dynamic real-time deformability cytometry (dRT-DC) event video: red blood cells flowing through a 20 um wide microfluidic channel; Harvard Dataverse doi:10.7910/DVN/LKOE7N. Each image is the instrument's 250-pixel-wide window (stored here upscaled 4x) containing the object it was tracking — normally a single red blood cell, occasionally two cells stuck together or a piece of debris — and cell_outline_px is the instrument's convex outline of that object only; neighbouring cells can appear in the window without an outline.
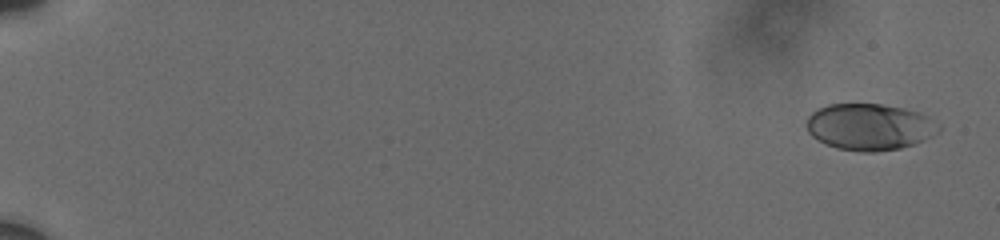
{"species": "human", "species_latin": "Homo sapiens", "temperature_condition": "cold", "stored_images_in_passage": 24, "camera_frame_rate_fps": 3000, "um_per_image_px": 0.085, "donor": {"sex": "male"}, "frame": {"image": 1, "passage_image": 1, "time_ms": 0.0, "image_size_px": [1000, 240], "cell_outline_px": [[940, 128], [932, 136], [924, 140], [900, 148], [876, 152], [864, 152], [836, 148], [824, 144], [812, 136], [808, 132], [804, 124], [808, 116], [816, 108], [828, 104], [880, 104], [904, 108], [920, 112], [928, 116]], "centroid_in_image_um": [73.85, 10.78], "position_along_channel_um": 11.1, "area_um2": 36.01}}
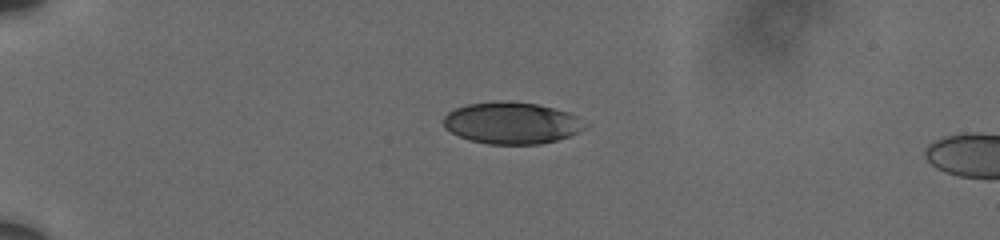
{"frame": {"image": 2, "passage_image": 19, "time_ms": 4.667, "image_size_px": [1000, 240], "cell_outline_px": [[588, 124], [584, 128], [568, 136], [556, 140], [540, 144], [488, 144], [468, 140], [444, 128], [444, 116], [448, 112], [456, 108], [468, 104], [500, 100], [508, 100], [536, 104], [568, 112], [576, 116]], "centroid_in_image_um": [43.47, 10.45], "position_along_channel_um": 41.5, "area_um2": 34.33}}